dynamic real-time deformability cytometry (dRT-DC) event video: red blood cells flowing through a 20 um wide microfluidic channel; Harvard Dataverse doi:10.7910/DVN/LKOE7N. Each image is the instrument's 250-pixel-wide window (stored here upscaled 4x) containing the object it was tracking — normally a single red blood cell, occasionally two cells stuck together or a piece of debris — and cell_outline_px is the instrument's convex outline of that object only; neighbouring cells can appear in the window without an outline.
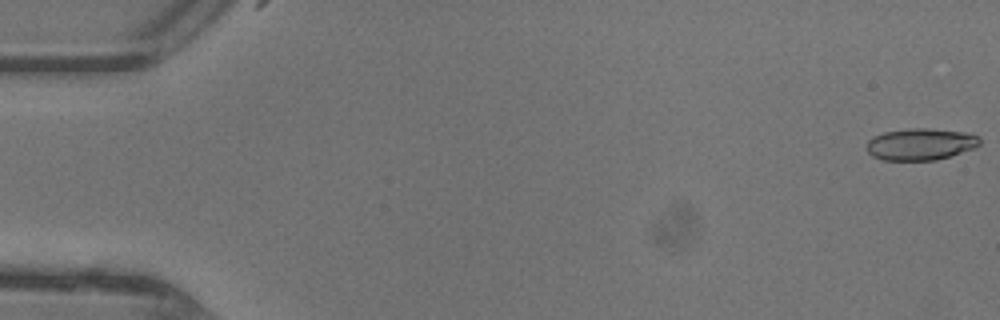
{"species": "common noctule bat (a hibernating species)", "species_latin": "Nyctalus noctula", "temperature_condition": "warm", "stored_images_in_passage": 47, "camera_frame_rate_fps": 3000, "um_per_image_px": 0.085, "animal": {"sex": "female"}, "frame": {"image": 1, "passage_image": 1, "time_ms": 0.0, "image_size_px": [1000, 320], "cell_outline_px": [[980, 144], [976, 148], [936, 160], [884, 160], [872, 156], [864, 148], [868, 140], [872, 136], [884, 132], [912, 128], [928, 128], [964, 132], [980, 136]], "centroid_in_image_um": [78.23, 12.25], "position_along_channel_um": 6.8, "area_um2": 21.15}}
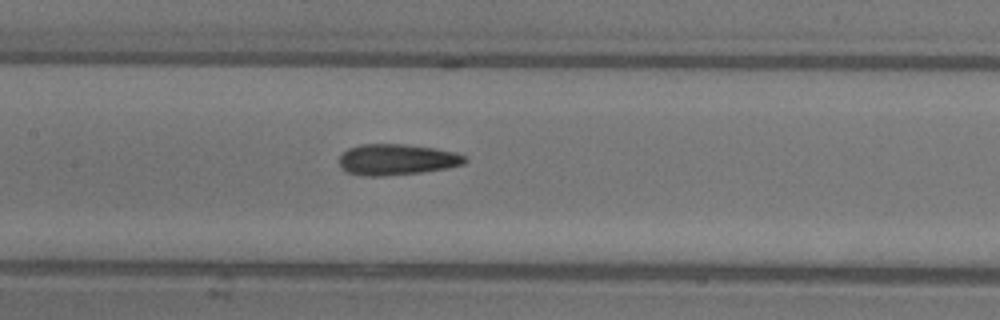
{"frame": {"image": 2, "passage_image": 23, "time_ms": 7.333, "image_size_px": [1000, 320], "cell_outline_px": [[468, 160], [464, 164], [448, 168], [420, 172], [384, 176], [360, 176], [344, 172], [340, 168], [340, 156], [348, 148], [360, 144], [404, 144], [436, 148], [456, 152], [464, 156]], "centroid_in_image_um": [33.71, 13.57], "position_along_channel_um": 173.7, "area_um2": 22.95}}
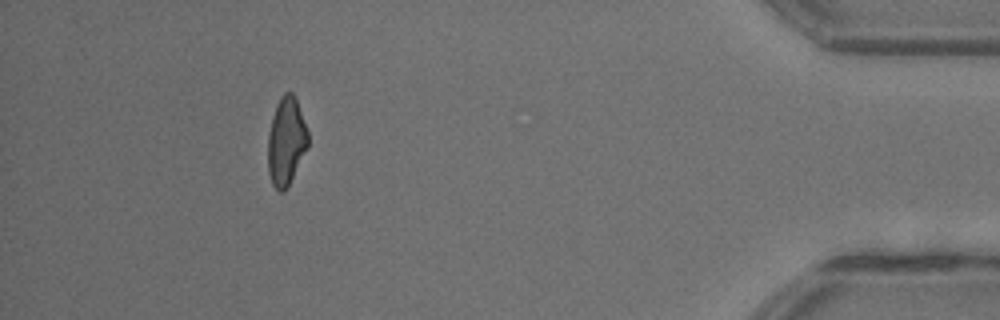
{"frame": {"image": 3, "passage_image": 43, "time_ms": 14.0, "image_size_px": [1000, 320], "cell_outline_px": [[308, 148], [288, 188], [284, 192], [280, 192], [272, 184], [268, 172], [268, 136], [272, 116], [276, 104], [280, 96], [284, 92], [292, 92], [296, 96], [308, 132]], "centroid_in_image_um": [24.33, 12.01], "position_along_channel_um": 410.9, "area_um2": 20.98}, "authors_computed_cell_mechanics": {"area_um2": 21.6172, "velocity_mm_per_s": 4.4731, "shape_relaxation_time_tau1_ms": 5.3745, "shape_relaxation_time_tau2_ms": 2.5941, "deformation_change_tau1": 0.1798, "deformation_change_tau2": 0.105}}